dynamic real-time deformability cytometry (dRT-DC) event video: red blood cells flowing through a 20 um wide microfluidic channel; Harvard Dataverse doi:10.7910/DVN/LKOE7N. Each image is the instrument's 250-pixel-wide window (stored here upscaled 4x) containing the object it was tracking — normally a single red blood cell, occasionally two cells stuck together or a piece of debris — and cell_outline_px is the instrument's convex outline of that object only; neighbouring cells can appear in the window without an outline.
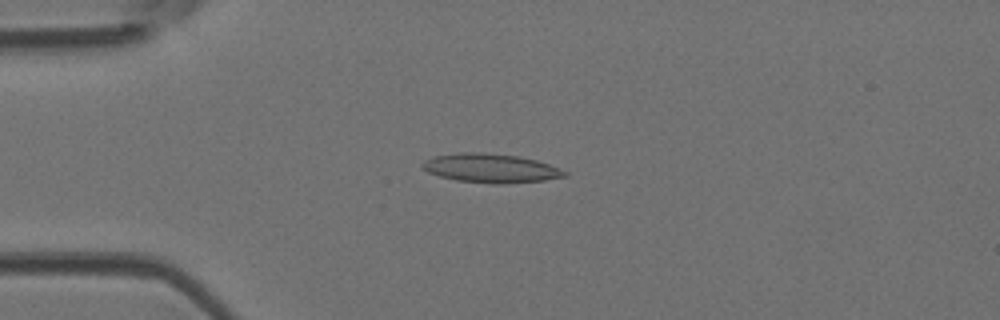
{"species": "Egyptian fruit bat (a non-hibernating species)", "species_latin": "Rousettus aegyptiacus", "temperature_condition": "room temperature", "stored_images_in_passage": 4, "camera_frame_rate_fps": 3000, "um_per_image_px": 0.085, "animal": {"sex": "female"}, "frame": {"image": 1, "passage_image": 4, "time_ms": 1.0, "image_size_px": [1000, 320], "cell_outline_px": [[568, 176], [544, 180], [504, 184], [492, 184], [456, 180], [440, 176], [428, 172], [420, 164], [424, 160], [432, 156], [460, 152], [480, 152], [520, 156], [536, 160], [548, 164], [568, 172]], "centroid_in_image_um": [41.7, 14.29], "position_along_channel_um": 43.3, "area_um2": 24.1}}